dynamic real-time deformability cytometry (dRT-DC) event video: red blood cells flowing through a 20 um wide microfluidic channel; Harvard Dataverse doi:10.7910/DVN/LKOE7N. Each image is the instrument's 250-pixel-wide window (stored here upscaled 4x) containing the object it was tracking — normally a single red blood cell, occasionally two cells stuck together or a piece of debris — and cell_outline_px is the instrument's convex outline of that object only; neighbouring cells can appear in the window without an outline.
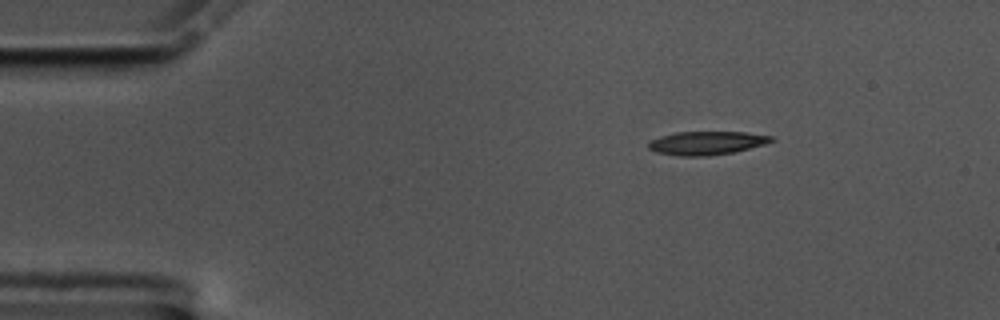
{"species": "common noctule bat (a hibernating species)", "species_latin": "Nyctalus noctula", "temperature_condition": "cold", "stored_images_in_passage": 50, "camera_frame_rate_fps": 3000, "um_per_image_px": 0.085, "animal": {"sex": "male", "body_mass_g": 17.5, "forearm_length_mm": 52.3}, "frame": {"image": 1, "passage_image": 1, "time_ms": 0.0, "image_size_px": [1000, 320], "cell_outline_px": [[776, 140], [764, 144], [732, 152], [708, 156], [680, 156], [656, 152], [648, 148], [648, 140], [660, 136], [676, 132], [744, 132], [772, 136]], "centroid_in_image_um": [60.02, 12.15], "position_along_channel_um": 25.0, "area_um2": 16.76}}
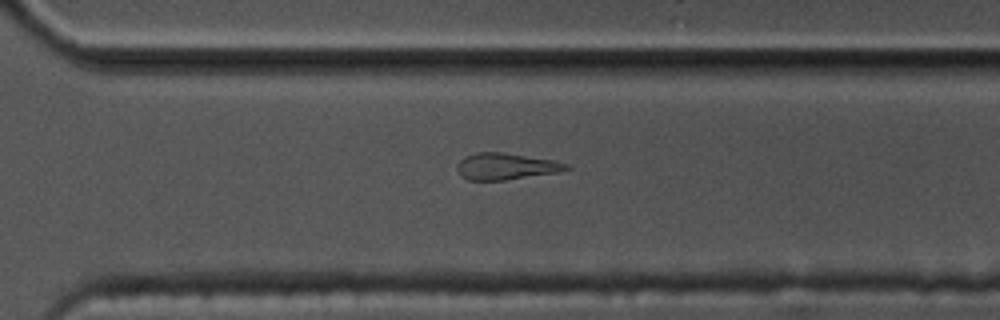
{"frame": {"image": 2, "passage_image": 33, "time_ms": 10.667, "image_size_px": [1000, 320], "cell_outline_px": [[572, 168], [556, 172], [504, 180], [468, 180], [460, 176], [456, 168], [456, 164], [464, 156], [476, 152], [504, 152], [552, 160], [568, 164]], "centroid_in_image_um": [42.93, 14.13], "position_along_channel_um": 327.7, "area_um2": 16.88}}
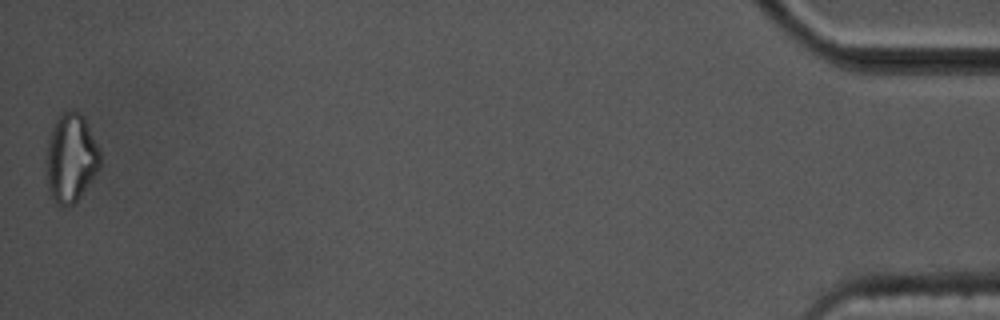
{"frame": {"image": 3, "passage_image": 50, "time_ms": 16.333, "image_size_px": [1000, 320], "cell_outline_px": [[100, 168], [80, 196], [72, 204], [64, 208], [56, 204], [48, 188], [44, 160], [48, 140], [52, 128], [56, 120], [64, 112], [80, 112], [84, 116], [100, 148]], "centroid_in_image_um": [6.02, 13.45], "position_along_channel_um": 429.2, "area_um2": 28.03}}